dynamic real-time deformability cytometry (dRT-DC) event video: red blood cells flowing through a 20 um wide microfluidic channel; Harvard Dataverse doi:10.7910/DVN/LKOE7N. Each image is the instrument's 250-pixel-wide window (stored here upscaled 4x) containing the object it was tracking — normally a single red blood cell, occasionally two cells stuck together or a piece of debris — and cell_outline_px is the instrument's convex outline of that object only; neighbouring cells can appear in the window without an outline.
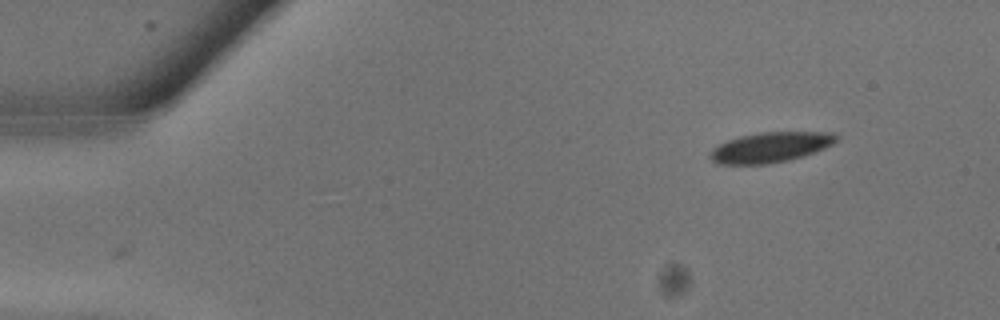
{"species": "common noctule bat (a hibernating species)", "species_latin": "Nyctalus noctula", "temperature_condition": "warm", "stored_images_in_passage": 2, "camera_frame_rate_fps": 3000, "um_per_image_px": 0.085, "animal": {"sex": "male", "body_mass_g": 13.3}, "frame": {"image": 1, "passage_image": 2, "time_ms": 0.333, "image_size_px": [1000, 320], "cell_outline_px": [[836, 140], [832, 144], [824, 148], [788, 160], [768, 164], [716, 164], [708, 156], [708, 152], [716, 144], [740, 136], [760, 132], [832, 132], [836, 136]], "centroid_in_image_um": [65.39, 12.52], "position_along_channel_um": 19.6, "area_um2": 22.14}}